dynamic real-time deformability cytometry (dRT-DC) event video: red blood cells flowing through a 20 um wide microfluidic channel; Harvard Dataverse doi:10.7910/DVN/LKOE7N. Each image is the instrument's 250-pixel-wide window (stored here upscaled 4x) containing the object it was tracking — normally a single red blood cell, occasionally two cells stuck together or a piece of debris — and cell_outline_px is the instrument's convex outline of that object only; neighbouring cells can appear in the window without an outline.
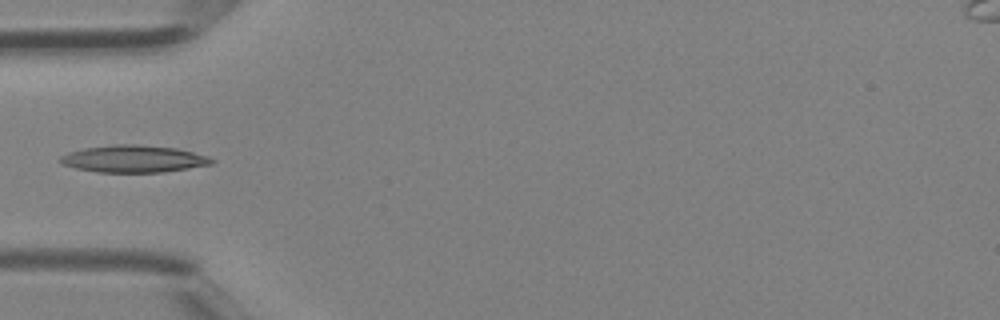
{"species": "Egyptian fruit bat (a non-hibernating species)", "species_latin": "Rousettus aegyptiacus", "temperature_condition": "room temperature", "stored_images_in_passage": 20, "camera_frame_rate_fps": 3000, "um_per_image_px": 0.085, "animal": {"sex": "female"}, "frame": {"image": 1, "passage_image": 1, "time_ms": 0.0, "image_size_px": [1000, 320], "cell_outline_px": [[216, 160], [212, 164], [164, 172], [96, 172], [76, 168], [64, 164], [56, 160], [60, 156], [68, 152], [84, 148], [112, 144], [136, 144], [176, 148], [208, 156]], "centroid_in_image_um": [11.33, 13.5], "position_along_channel_um": 73.7, "area_um2": 23.99}}
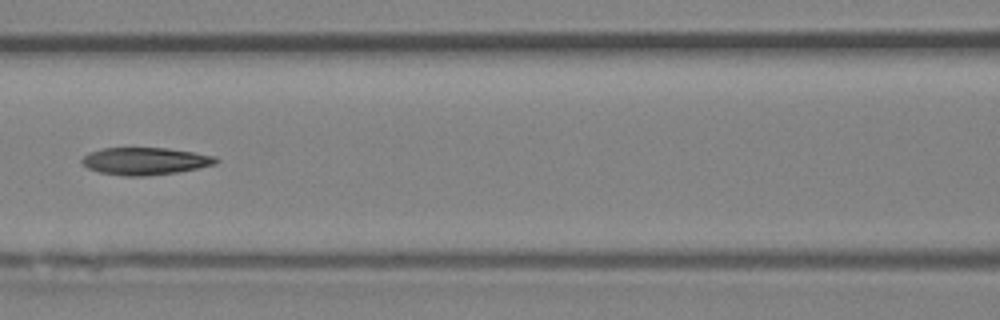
{"frame": {"image": 2, "passage_image": 6, "time_ms": 1.667, "image_size_px": [1000, 320], "cell_outline_px": [[220, 160], [216, 164], [176, 172], [144, 176], [124, 176], [100, 172], [88, 168], [80, 160], [88, 152], [104, 148], [168, 148], [216, 156]], "centroid_in_image_um": [12.33, 13.69], "position_along_channel_um": 154.3, "area_um2": 21.21}}
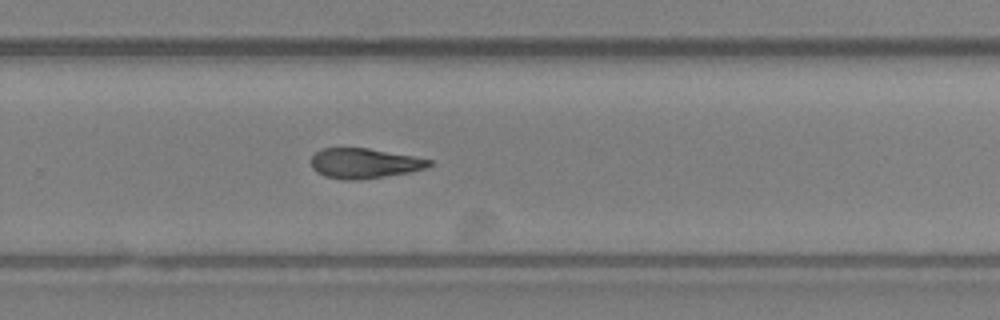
{"frame": {"image": 3, "passage_image": 15, "time_ms": 4.667, "image_size_px": [1000, 320], "cell_outline_px": [[432, 164], [424, 168], [408, 172], [384, 176], [356, 180], [344, 180], [324, 176], [316, 172], [312, 168], [312, 156], [320, 148], [368, 148], [412, 156], [432, 160]], "centroid_in_image_um": [30.92, 13.88], "position_along_channel_um": 298.9, "area_um2": 20.46}}